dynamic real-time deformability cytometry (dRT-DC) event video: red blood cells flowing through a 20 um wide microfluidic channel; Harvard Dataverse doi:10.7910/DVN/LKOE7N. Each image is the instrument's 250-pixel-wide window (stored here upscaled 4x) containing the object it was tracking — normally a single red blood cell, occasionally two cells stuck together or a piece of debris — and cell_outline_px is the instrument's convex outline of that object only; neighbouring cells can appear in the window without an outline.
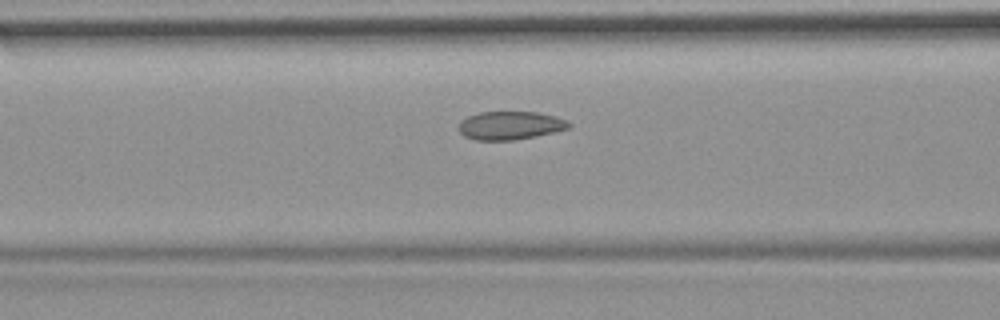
{"species": "common noctule bat (a hibernating species)", "species_latin": "Nyctalus noctula", "temperature_condition": "room temperature", "stored_images_in_passage": 15, "camera_frame_rate_fps": 3000, "um_per_image_px": 0.085, "animal": {"sex": "female", "body_mass_g": 19.9}, "frame": {"image": 1, "passage_image": 13, "time_ms": 4.0, "image_size_px": [1000, 320], "cell_outline_px": [[572, 124], [568, 128], [536, 136], [516, 140], [476, 140], [464, 136], [460, 132], [460, 120], [468, 116], [480, 112], [536, 112], [556, 116], [568, 120]], "centroid_in_image_um": [43.38, 10.66], "position_along_channel_um": 123.2, "area_um2": 18.15}}